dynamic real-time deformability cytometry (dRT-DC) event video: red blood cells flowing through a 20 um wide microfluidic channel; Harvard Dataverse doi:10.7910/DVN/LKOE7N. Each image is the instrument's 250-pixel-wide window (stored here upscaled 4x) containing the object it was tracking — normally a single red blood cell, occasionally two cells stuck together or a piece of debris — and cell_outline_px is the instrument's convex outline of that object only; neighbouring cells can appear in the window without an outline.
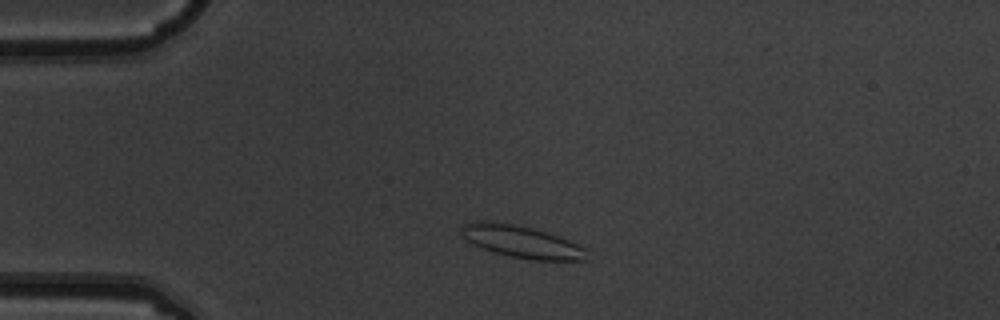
{"species": "common noctule bat (a hibernating species)", "species_latin": "Nyctalus noctula", "temperature_condition": "warm", "stored_images_in_passage": 3, "camera_frame_rate_fps": 3000, "um_per_image_px": 0.085, "animal": {"sex": "male", "body_mass_g": 19.5, "forearm_length_mm": 54.6}, "frame": {"image": 1, "passage_image": 2, "time_ms": 0.333, "image_size_px": [1000, 320], "cell_outline_px": [[588, 260], [532, 260], [512, 256], [496, 252], [472, 244], [460, 232], [460, 228], [464, 224], [472, 220], [484, 220], [512, 224], [532, 228], [568, 240], [584, 248]], "centroid_in_image_um": [44.28, 20.53], "position_along_channel_um": 40.7, "area_um2": 23.06}}